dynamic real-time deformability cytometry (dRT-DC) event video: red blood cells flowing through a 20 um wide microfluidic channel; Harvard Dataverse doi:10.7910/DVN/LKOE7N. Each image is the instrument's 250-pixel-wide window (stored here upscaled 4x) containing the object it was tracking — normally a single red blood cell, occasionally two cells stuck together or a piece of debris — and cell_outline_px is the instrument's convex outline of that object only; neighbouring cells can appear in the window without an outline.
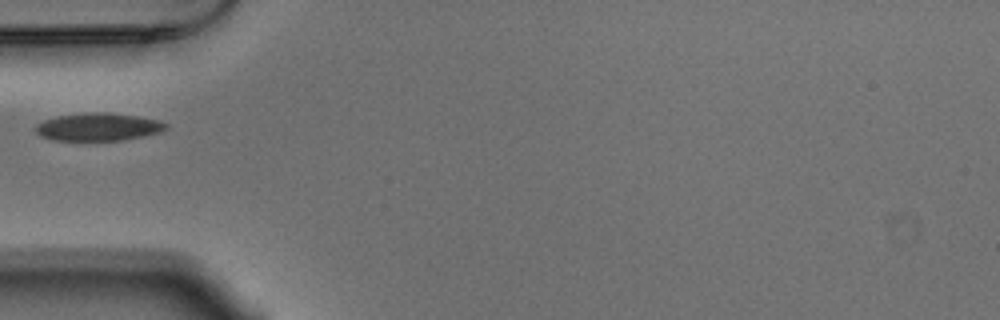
{"species": "Egyptian fruit bat (a non-hibernating species)", "species_latin": "Rousettus aegyptiacus", "temperature_condition": "warm", "stored_images_in_passage": 38, "camera_frame_rate_fps": 3000, "um_per_image_px": 0.085, "animal": {"sex": "male"}, "frame": {"image": 1, "passage_image": 1, "time_ms": 0.0, "image_size_px": [1000, 320], "cell_outline_px": [[168, 128], [160, 132], [144, 136], [120, 140], [52, 140], [40, 136], [36, 132], [36, 124], [44, 120], [56, 116], [88, 112], [108, 112], [136, 116], [160, 120], [168, 124]], "centroid_in_image_um": [8.36, 10.78], "position_along_channel_um": 76.6, "area_um2": 21.15}}
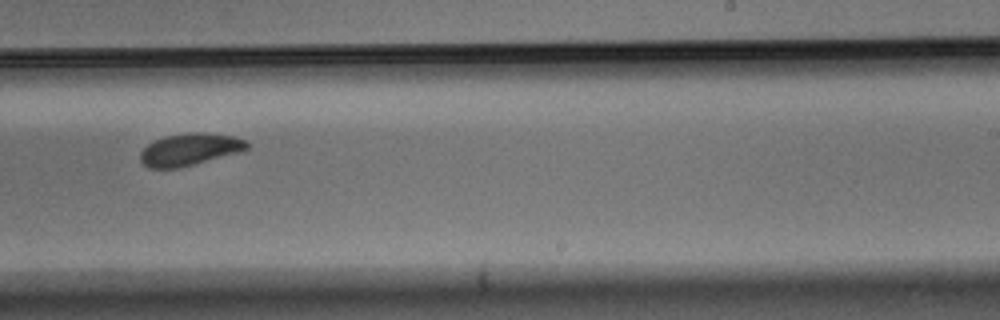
{"frame": {"image": 2, "passage_image": 17, "time_ms": 5.333, "image_size_px": [1000, 320], "cell_outline_px": [[248, 148], [240, 152], [176, 168], [148, 168], [140, 160], [140, 152], [148, 144], [164, 136], [188, 132], [208, 132], [236, 136], [248, 140]], "centroid_in_image_um": [16.15, 12.67], "position_along_channel_um": 272.8, "area_um2": 20.0}}
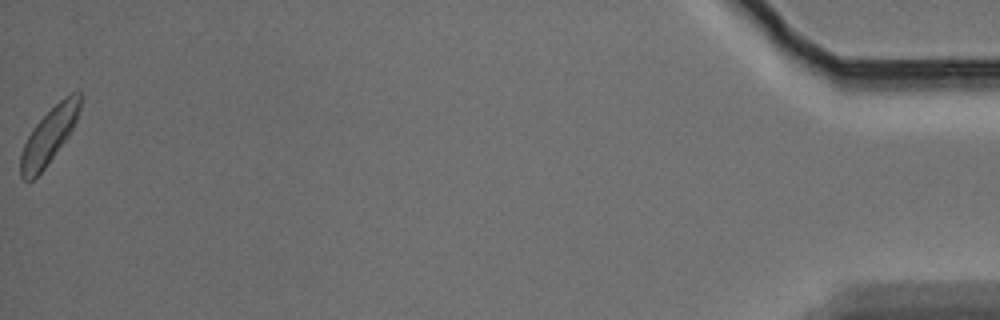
{"frame": {"image": 3, "passage_image": 38, "time_ms": 12.333, "image_size_px": [1000, 320], "cell_outline_px": [[84, 96], [76, 120], [68, 136], [44, 168], [32, 180], [24, 180], [20, 176], [20, 152], [32, 128], [60, 100], [72, 92], [80, 92]], "centroid_in_image_um": [4.17, 11.52], "position_along_channel_um": 431.0, "area_um2": 19.07}}